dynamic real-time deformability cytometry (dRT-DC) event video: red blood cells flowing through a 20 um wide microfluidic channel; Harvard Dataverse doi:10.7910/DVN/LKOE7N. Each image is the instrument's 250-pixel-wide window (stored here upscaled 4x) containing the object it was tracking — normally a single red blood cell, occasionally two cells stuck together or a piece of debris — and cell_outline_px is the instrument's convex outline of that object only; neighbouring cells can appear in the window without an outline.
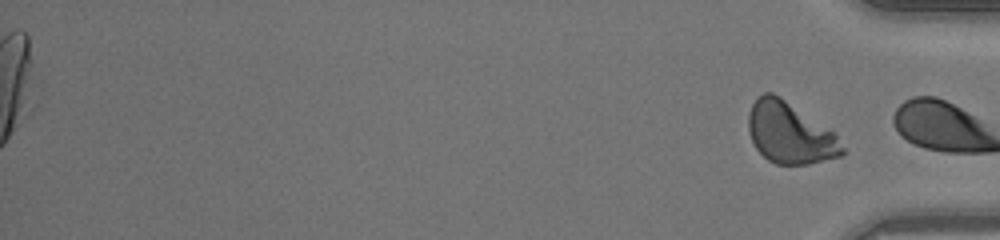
{"species": "human", "species_latin": "Homo sapiens", "temperature_condition": "warm", "stored_images_in_passage": 36, "segment_of_instrument_passage": [2, 2], "camera_frame_rate_fps": 3000, "um_per_image_px": 0.085, "donor": {"sex": "male"}, "frame": {"image": 1, "passage_image": 36, "time_ms": 11.667, "image_size_px": [1000, 240], "cell_outline_px": [[844, 156], [808, 164], [776, 164], [768, 160], [756, 148], [748, 132], [748, 112], [756, 96], [764, 92], [772, 92], [780, 96], [836, 132], [844, 148]], "centroid_in_image_um": [67.15, 11.29], "position_along_channel_um": 368.0, "area_um2": 33.93}}